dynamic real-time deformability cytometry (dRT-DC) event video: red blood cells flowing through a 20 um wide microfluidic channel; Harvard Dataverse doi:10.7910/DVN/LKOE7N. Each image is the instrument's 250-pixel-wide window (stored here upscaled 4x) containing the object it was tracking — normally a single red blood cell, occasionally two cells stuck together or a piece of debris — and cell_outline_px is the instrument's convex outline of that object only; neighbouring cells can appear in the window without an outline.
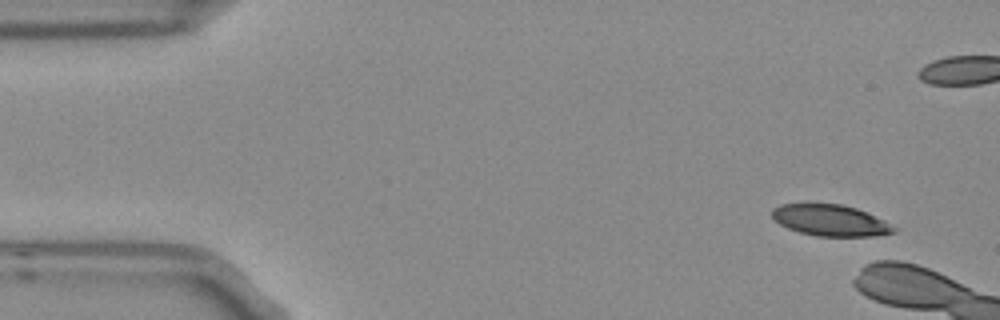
{"species": "Egyptian fruit bat (a non-hibernating species)", "species_latin": "Rousettus aegyptiacus", "temperature_condition": "room temperature", "stored_images_in_passage": 3, "camera_frame_rate_fps": 3000, "um_per_image_px": 0.085, "frame": {"image": 1, "passage_image": 1, "time_ms": 0.0, "image_size_px": [1000, 320], "cell_outline_px": [[896, 232], [872, 236], [816, 236], [800, 232], [788, 228], [772, 220], [772, 208], [780, 204], [804, 200], [840, 204], [856, 208], [884, 220], [896, 228]], "centroid_in_image_um": [70.48, 18.67], "position_along_channel_um": 14.5, "area_um2": 22.95}}